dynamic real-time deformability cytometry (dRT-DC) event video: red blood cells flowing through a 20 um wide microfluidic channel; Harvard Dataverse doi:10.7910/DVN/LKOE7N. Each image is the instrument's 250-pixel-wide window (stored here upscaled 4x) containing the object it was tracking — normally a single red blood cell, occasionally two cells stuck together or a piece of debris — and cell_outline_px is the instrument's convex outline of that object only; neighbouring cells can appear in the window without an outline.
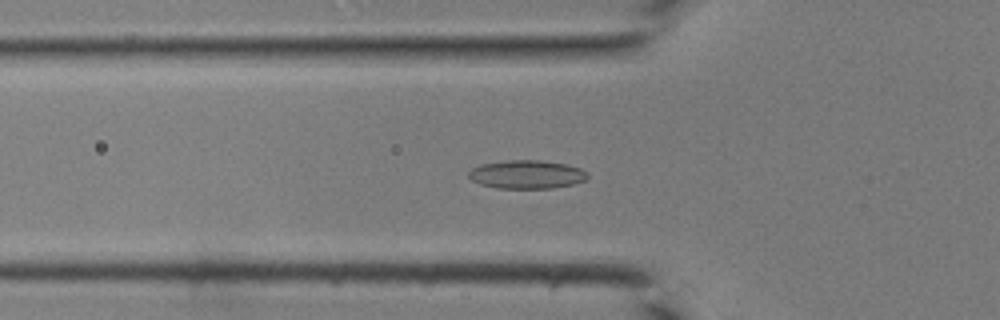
{"species": "common noctule bat (a hibernating species)", "species_latin": "Nyctalus noctula", "temperature_condition": "room temperature", "stored_images_in_passage": 43, "camera_frame_rate_fps": 3000, "um_per_image_px": 0.085, "animal": {"sex": "male", "body_mass_g": 19.0, "forearm_length_mm": 50.8}, "frame": {"image": 1, "passage_image": 15, "time_ms": 4.667, "image_size_px": [1000, 320], "cell_outline_px": [[588, 176], [584, 180], [572, 184], [552, 188], [496, 188], [480, 184], [472, 180], [468, 176], [468, 172], [472, 168], [480, 164], [504, 160], [540, 160], [568, 164], [580, 168], [588, 172]], "centroid_in_image_um": [44.75, 14.81], "position_along_channel_um": 81.0, "area_um2": 19.83}}
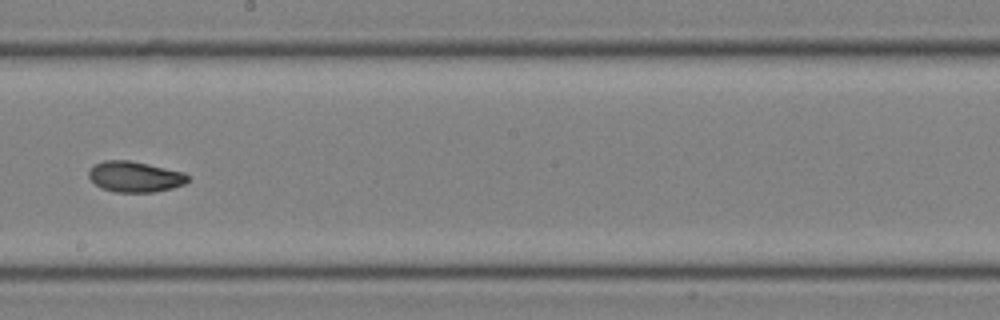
{"frame": {"image": 2, "passage_image": 25, "time_ms": 8.0, "image_size_px": [1000, 320], "cell_outline_px": [[188, 180], [184, 184], [172, 188], [152, 192], [116, 192], [104, 188], [96, 184], [88, 176], [88, 172], [96, 164], [104, 160], [128, 160], [148, 164], [184, 172], [188, 176]], "centroid_in_image_um": [11.48, 15.02], "position_along_channel_um": 236.7, "area_um2": 17.46}}
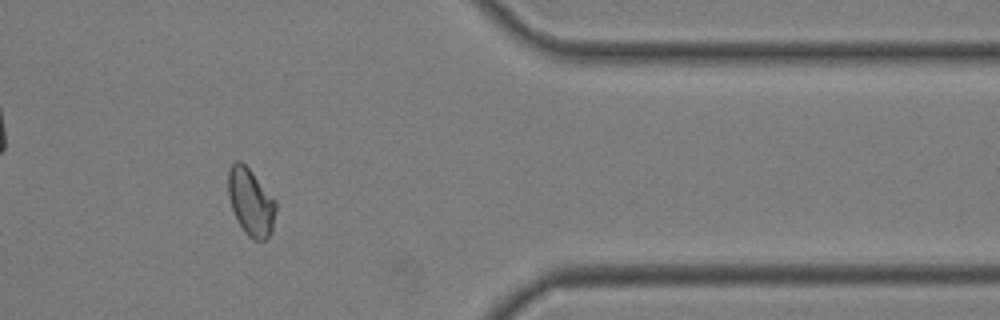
{"frame": {"image": 3, "passage_image": 36, "time_ms": 11.667, "image_size_px": [1000, 320], "cell_outline_px": [[276, 208], [272, 232], [264, 240], [256, 240], [248, 236], [244, 232], [232, 208], [228, 196], [228, 168], [236, 160], [240, 160], [252, 172], [276, 200]], "centroid_in_image_um": [21.32, 17.16], "position_along_channel_um": 390.1, "area_um2": 18.55}}